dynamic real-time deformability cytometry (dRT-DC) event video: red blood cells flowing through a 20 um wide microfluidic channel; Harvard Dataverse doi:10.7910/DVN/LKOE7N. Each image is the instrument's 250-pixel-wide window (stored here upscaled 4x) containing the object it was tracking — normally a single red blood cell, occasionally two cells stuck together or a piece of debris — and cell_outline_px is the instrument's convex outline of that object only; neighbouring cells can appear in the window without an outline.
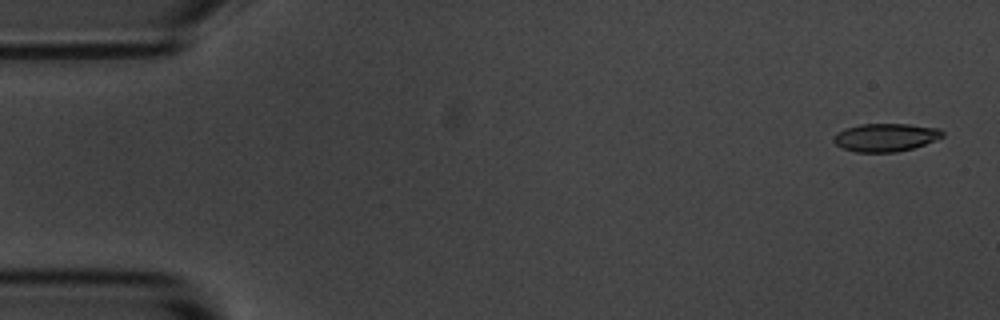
{"species": "common noctule bat (a hibernating species)", "species_latin": "Nyctalus noctula", "temperature_condition": "room temperature", "stored_images_in_passage": 8, "camera_frame_rate_fps": 3000, "um_per_image_px": 0.085, "animal": {"sex": "male", "body_mass_g": 20.1, "forearm_length_mm": 53.5}, "frame": {"image": 1, "passage_image": 1, "time_ms": 0.0, "image_size_px": [1000, 320], "cell_outline_px": [[944, 136], [936, 140], [912, 148], [896, 152], [856, 152], [840, 148], [832, 140], [832, 136], [836, 132], [844, 128], [860, 124], [908, 124], [940, 128], [944, 132]], "centroid_in_image_um": [75.23, 11.67], "position_along_channel_um": 9.8, "area_um2": 18.03}}
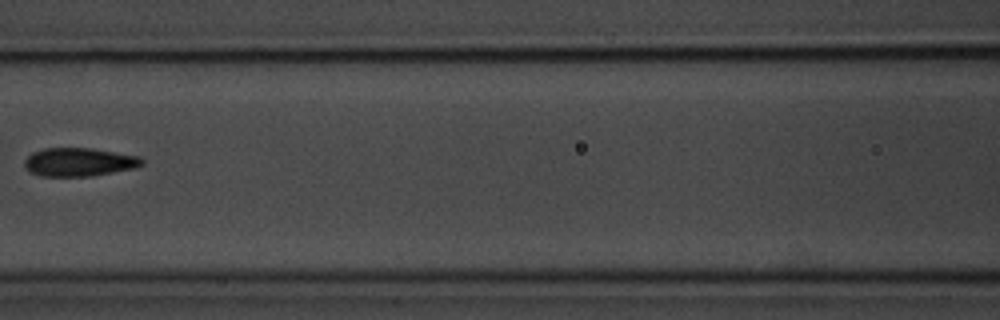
{"frame": {"image": 2, "passage_image": 7, "time_ms": 7.333, "image_size_px": [1000, 320], "cell_outline_px": [[144, 164], [136, 168], [92, 176], [40, 176], [28, 172], [24, 168], [24, 160], [32, 152], [44, 148], [92, 148], [140, 156], [144, 160]], "centroid_in_image_um": [6.72, 13.78], "position_along_channel_um": 159.9, "area_um2": 19.77}}
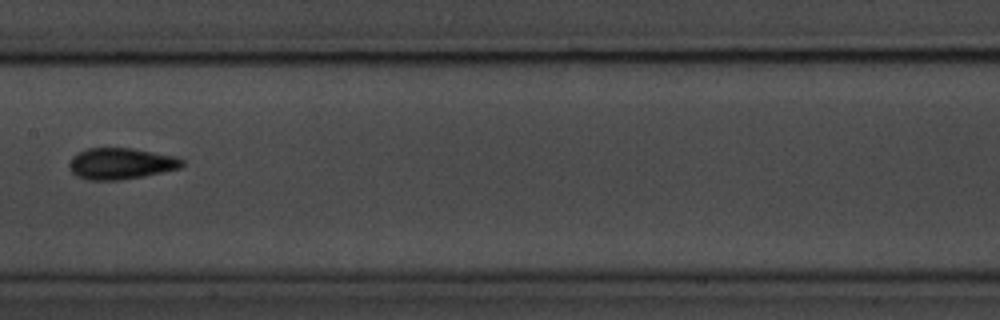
{"frame": {"image": 3, "passage_image": 8, "time_ms": 8.333, "image_size_px": [1000, 320], "cell_outline_px": [[184, 164], [180, 168], [144, 176], [120, 180], [88, 180], [76, 176], [68, 168], [68, 164], [72, 156], [76, 152], [88, 148], [132, 148], [176, 156], [184, 160]], "centroid_in_image_um": [10.25, 13.9], "position_along_channel_um": 197.2, "area_um2": 20.81}}